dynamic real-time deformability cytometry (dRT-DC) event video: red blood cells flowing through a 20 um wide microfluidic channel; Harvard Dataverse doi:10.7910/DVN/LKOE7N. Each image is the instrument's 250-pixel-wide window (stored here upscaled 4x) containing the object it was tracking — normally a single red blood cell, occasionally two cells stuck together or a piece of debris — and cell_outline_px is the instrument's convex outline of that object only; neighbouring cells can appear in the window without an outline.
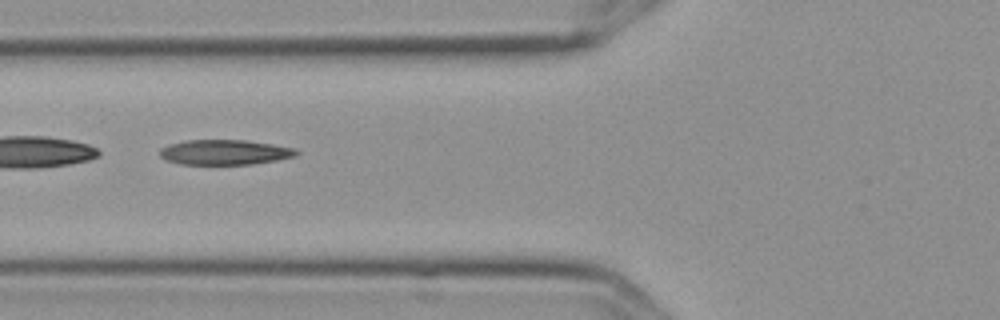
{"species": "Egyptian fruit bat (a non-hibernating species)", "species_latin": "Rousettus aegyptiacus", "temperature_condition": "cold", "stored_images_in_passage": 10, "segment_of_instrument_passage": [2, 2], "camera_frame_rate_fps": 3000, "um_per_image_px": 0.085, "frame": {"image": 1, "passage_image": 6, "time_ms": 1.667, "image_size_px": [1000, 320], "cell_outline_px": [[300, 152], [292, 156], [276, 160], [252, 164], [180, 164], [164, 160], [160, 156], [160, 148], [168, 144], [184, 140], [248, 140], [296, 148]], "centroid_in_image_um": [19.05, 12.93], "position_along_channel_um": 106.7, "area_um2": 20.0}}
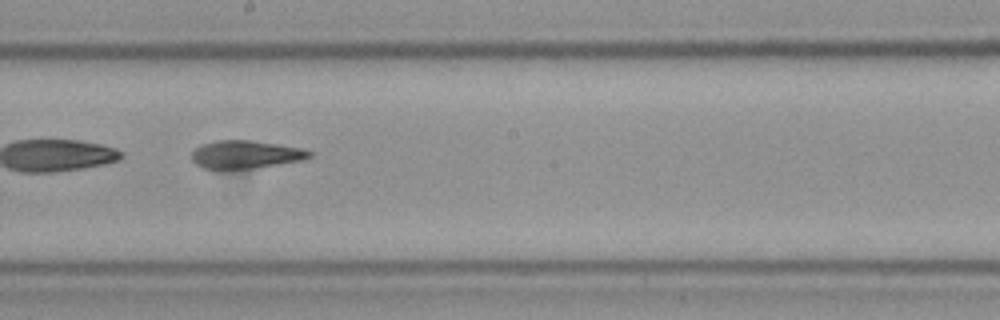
{"frame": {"image": 2, "passage_image": 9, "time_ms": 2.667, "image_size_px": [1000, 320], "cell_outline_px": [[312, 156], [304, 160], [252, 168], [204, 168], [196, 164], [192, 160], [192, 152], [200, 144], [212, 140], [252, 140], [304, 148], [312, 152]], "centroid_in_image_um": [20.9, 13.1], "position_along_channel_um": 227.3, "area_um2": 19.19}}
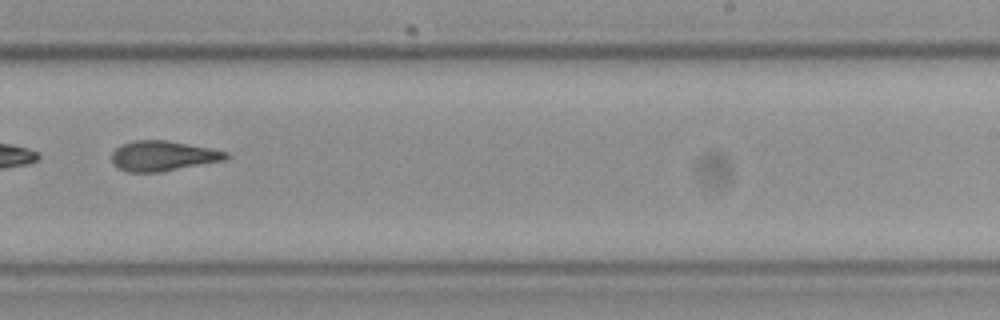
{"frame": {"image": 3, "passage_image": 10, "time_ms": 3.0, "image_size_px": [1000, 320], "cell_outline_px": [[228, 156], [224, 160], [160, 172], [128, 172], [112, 164], [112, 152], [120, 144], [132, 140], [168, 140], [228, 152]], "centroid_in_image_um": [13.79, 13.24], "position_along_channel_um": 275.2, "area_um2": 19.94}}